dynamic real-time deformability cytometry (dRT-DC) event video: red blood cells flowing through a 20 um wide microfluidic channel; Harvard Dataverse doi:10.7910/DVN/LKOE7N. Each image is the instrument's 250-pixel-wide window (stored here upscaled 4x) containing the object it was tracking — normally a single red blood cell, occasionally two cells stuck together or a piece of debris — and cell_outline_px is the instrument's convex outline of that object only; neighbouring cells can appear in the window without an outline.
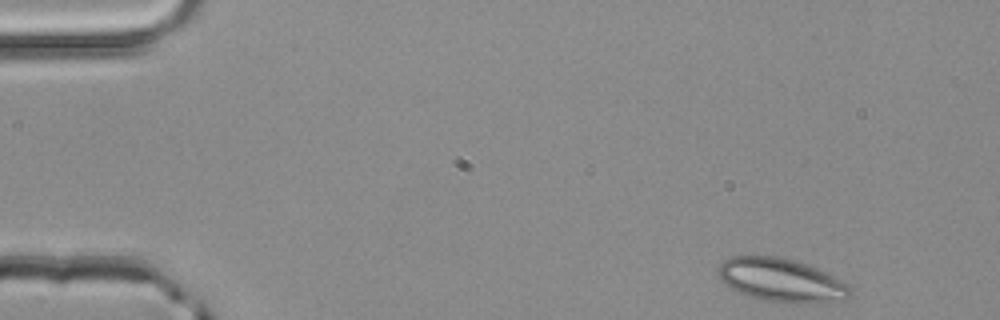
{"species": "common noctule bat (a hibernating species)", "species_latin": "Nyctalus noctula", "temperature_condition": "room temperature", "stored_images_in_passage": 48, "camera_frame_rate_fps": 3000, "um_per_image_px": 0.085, "animal": {"sex": "male", "body_mass_g": 20.4}, "frame": {"image": 1, "passage_image": 1, "time_ms": 0.0, "image_size_px": [1000, 320], "cell_outline_px": [[852, 292], [844, 300], [812, 304], [804, 304], [760, 300], [748, 296], [724, 284], [720, 280], [716, 272], [720, 264], [724, 260], [732, 256], [776, 256], [792, 260], [816, 268], [832, 276], [852, 288]], "centroid_in_image_um": [66.38, 23.83], "position_along_channel_um": 18.6, "area_um2": 33.35}}
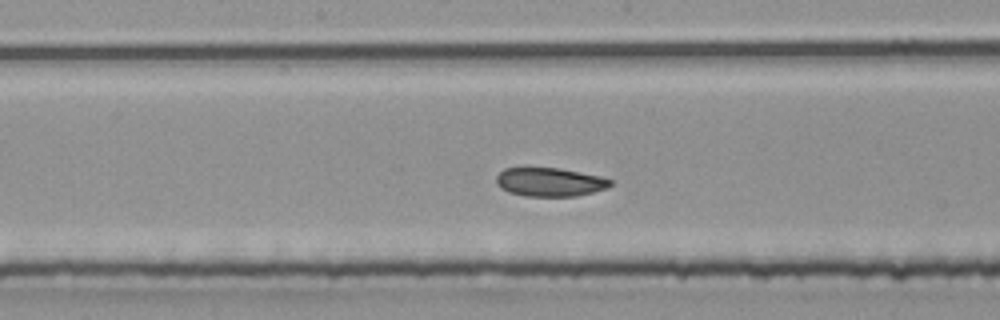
{"frame": {"image": 2, "passage_image": 23, "time_ms": 7.333, "image_size_px": [1000, 320], "cell_outline_px": [[612, 184], [608, 188], [576, 196], [524, 196], [508, 192], [500, 188], [496, 184], [496, 176], [504, 168], [524, 164], [560, 168], [600, 176], [612, 180]], "centroid_in_image_um": [46.65, 15.42], "position_along_channel_um": 201.6, "area_um2": 19.94}}
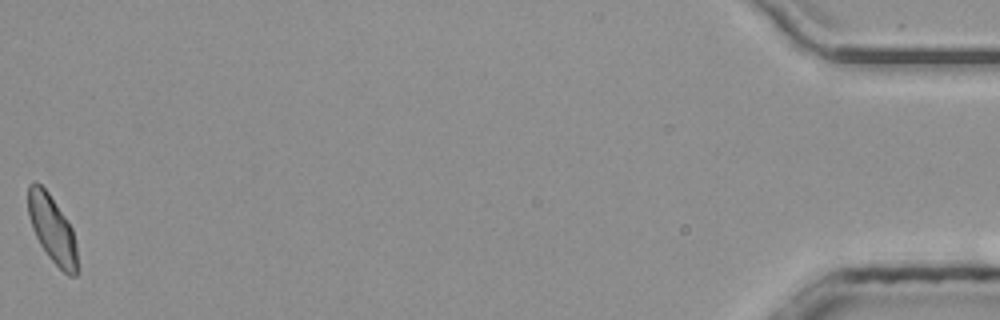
{"frame": {"image": 3, "passage_image": 48, "time_ms": 15.667, "image_size_px": [1000, 320], "cell_outline_px": [[76, 276], [68, 276], [48, 256], [40, 244], [32, 228], [28, 216], [28, 184], [32, 180], [36, 180], [48, 192], [72, 228], [76, 248]], "centroid_in_image_um": [4.4, 19.43], "position_along_channel_um": 430.8, "area_um2": 19.02}, "authors_computed_cell_mechanics": {"area_um2": 19.941, "velocity_mm_per_s": 4.0036, "shape_relaxation_time_tau1_ms": 6.0689, "shape_relaxation_time_tau2_ms": 2.4503, "deformation_change_tau1": 0.1059, "deformation_change_tau2": 0.0752}}